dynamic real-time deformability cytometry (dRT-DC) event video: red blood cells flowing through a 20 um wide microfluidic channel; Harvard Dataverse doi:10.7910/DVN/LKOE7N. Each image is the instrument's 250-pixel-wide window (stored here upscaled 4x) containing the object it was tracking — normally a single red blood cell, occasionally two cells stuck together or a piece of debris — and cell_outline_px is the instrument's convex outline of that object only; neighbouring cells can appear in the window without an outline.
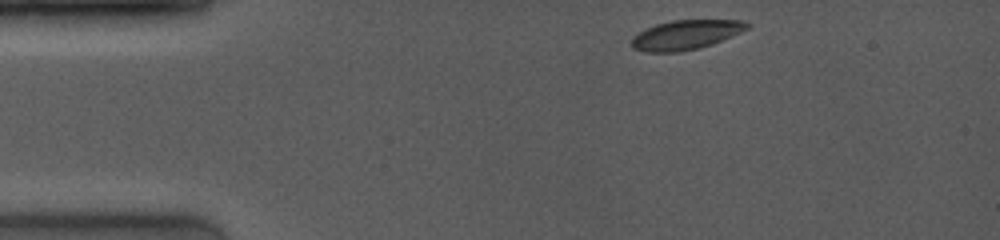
{"species": "common noctule bat (a hibernating species)", "species_latin": "Nyctalus noctula", "temperature_condition": "room temperature", "stored_images_in_passage": 14, "camera_frame_rate_fps": 4000, "um_per_image_px": 0.085, "animal": {"sex": "female", "body_mass_g": 19.0, "forearm_length_mm": 53.3}, "frame": {"image": 1, "passage_image": 1, "time_ms": 0.0, "image_size_px": [1000, 240], "cell_outline_px": [[752, 24], [748, 28], [740, 32], [712, 44], [700, 48], [680, 52], [644, 52], [632, 48], [632, 36], [644, 28], [656, 24], [672, 20], [744, 20]], "centroid_in_image_um": [58.26, 2.96], "position_along_channel_um": 26.7, "area_um2": 20.0}}
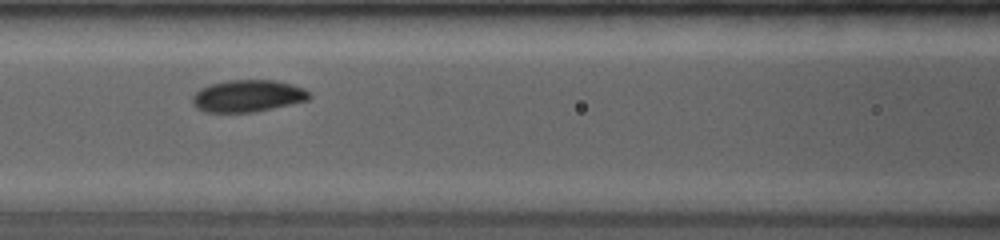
{"frame": {"image": 2, "passage_image": 6, "time_ms": 4.5, "image_size_px": [1000, 240], "cell_outline_px": [[312, 96], [308, 100], [272, 108], [252, 112], [208, 112], [196, 108], [192, 104], [192, 96], [200, 88], [208, 84], [228, 80], [276, 80], [292, 84], [304, 88]], "centroid_in_image_um": [21.04, 8.14], "position_along_channel_um": 145.6, "area_um2": 21.85}}
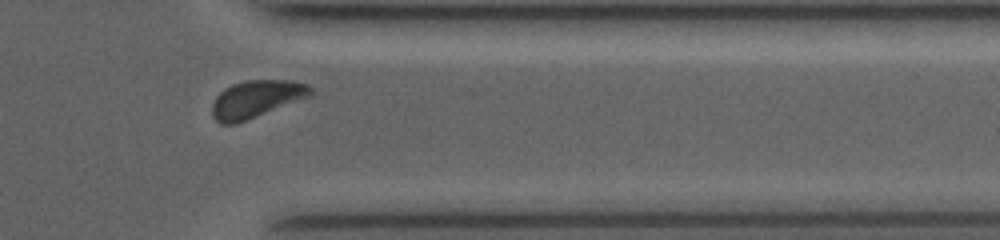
{"frame": {"image": 3, "passage_image": 12, "time_ms": 10.5, "image_size_px": [1000, 240], "cell_outline_px": [[312, 96], [236, 124], [220, 124], [212, 116], [212, 104], [216, 96], [224, 88], [232, 84], [244, 80], [292, 80], [308, 84], [312, 88]], "centroid_in_image_um": [21.79, 8.41], "position_along_channel_um": 389.6, "area_um2": 21.68}, "authors_computed_cell_mechanics": {"area_um2": 21.5305, "velocity_mm_per_s": 4.0423, "shape_relaxation_time_tau1_ms": 1.4547, "shape_relaxation_time_tau2_ms": null, "deformation_change_tau1": 0.0593, "deformation_change_tau2": null}}